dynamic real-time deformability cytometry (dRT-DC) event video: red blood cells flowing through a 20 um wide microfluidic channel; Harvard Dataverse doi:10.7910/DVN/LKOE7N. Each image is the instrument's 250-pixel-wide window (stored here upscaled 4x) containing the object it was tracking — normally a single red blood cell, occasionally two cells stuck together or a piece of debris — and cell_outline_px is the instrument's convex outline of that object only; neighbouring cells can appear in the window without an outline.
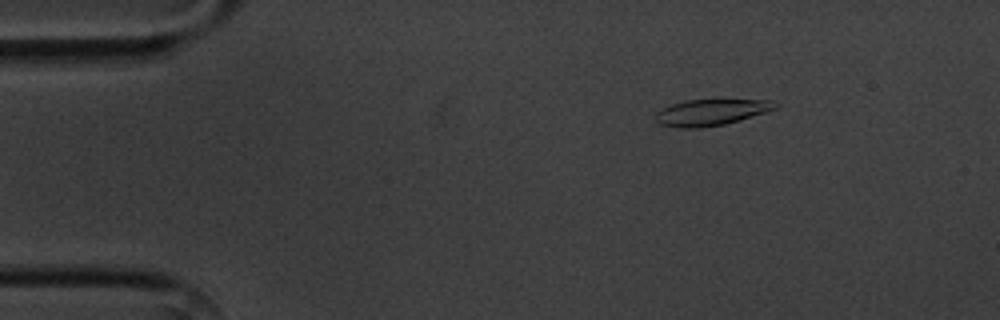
{"species": "common noctule bat (a hibernating species)", "species_latin": "Nyctalus noctula", "temperature_condition": "cold", "stored_images_in_passage": 5, "camera_frame_rate_fps": 3000, "um_per_image_px": 0.085, "animal": {"sex": "male", "body_mass_g": 20.1, "forearm_length_mm": 53.5}, "frame": {"image": 1, "passage_image": 3, "time_ms": 2.333, "image_size_px": [1000, 320], "cell_outline_px": [[780, 104], [776, 108], [740, 120], [724, 124], [700, 128], [680, 128], [660, 124], [656, 120], [656, 112], [672, 104], [688, 100], [768, 100]], "centroid_in_image_um": [60.43, 9.55], "position_along_channel_um": 24.6, "area_um2": 17.98}}